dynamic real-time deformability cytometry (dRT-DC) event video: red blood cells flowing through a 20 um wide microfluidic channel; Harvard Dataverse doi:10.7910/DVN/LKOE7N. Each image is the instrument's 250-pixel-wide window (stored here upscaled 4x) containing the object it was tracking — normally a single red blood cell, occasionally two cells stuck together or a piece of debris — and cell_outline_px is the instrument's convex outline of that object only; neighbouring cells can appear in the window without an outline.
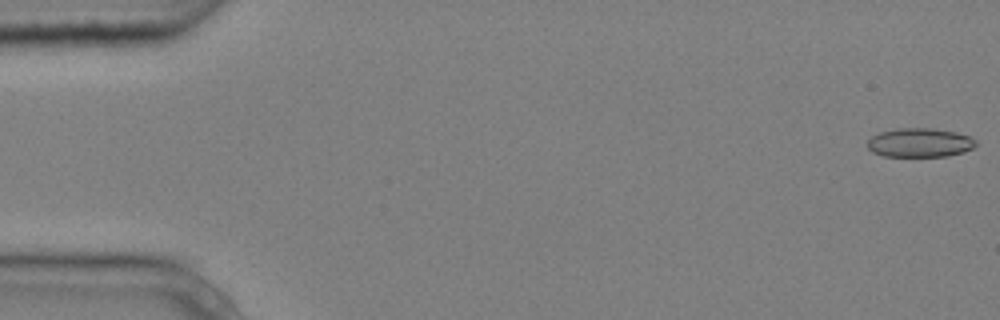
{"species": "common noctule bat (a hibernating species)", "species_latin": "Nyctalus noctula", "temperature_condition": "cold", "stored_images_in_passage": 5, "camera_frame_rate_fps": 3000, "um_per_image_px": 0.085, "animal": {"sex": "male", "body_mass_g": 20.4}, "frame": {"image": 1, "passage_image": 1, "time_ms": 0.0, "image_size_px": [1000, 320], "cell_outline_px": [[976, 144], [972, 148], [964, 152], [948, 156], [884, 156], [872, 152], [868, 148], [868, 140], [872, 136], [880, 132], [896, 128], [932, 128], [956, 132], [972, 136], [976, 140]], "centroid_in_image_um": [78.2, 12.12], "position_along_channel_um": 6.8, "area_um2": 18.44}}
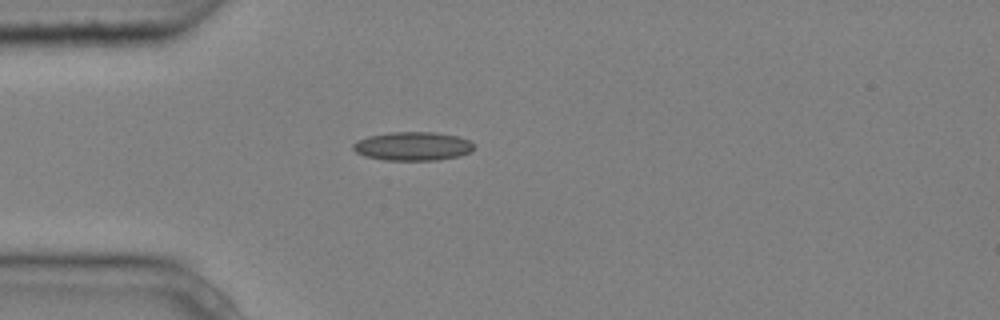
{"frame": {"image": 2, "passage_image": 5, "time_ms": 1.333, "image_size_px": [1000, 320], "cell_outline_px": [[476, 148], [472, 152], [460, 156], [436, 160], [384, 160], [364, 156], [356, 152], [352, 148], [352, 144], [356, 140], [368, 136], [388, 132], [436, 132], [460, 136], [476, 144]], "centroid_in_image_um": [35.12, 12.42], "position_along_channel_um": 49.9, "area_um2": 20.63}}